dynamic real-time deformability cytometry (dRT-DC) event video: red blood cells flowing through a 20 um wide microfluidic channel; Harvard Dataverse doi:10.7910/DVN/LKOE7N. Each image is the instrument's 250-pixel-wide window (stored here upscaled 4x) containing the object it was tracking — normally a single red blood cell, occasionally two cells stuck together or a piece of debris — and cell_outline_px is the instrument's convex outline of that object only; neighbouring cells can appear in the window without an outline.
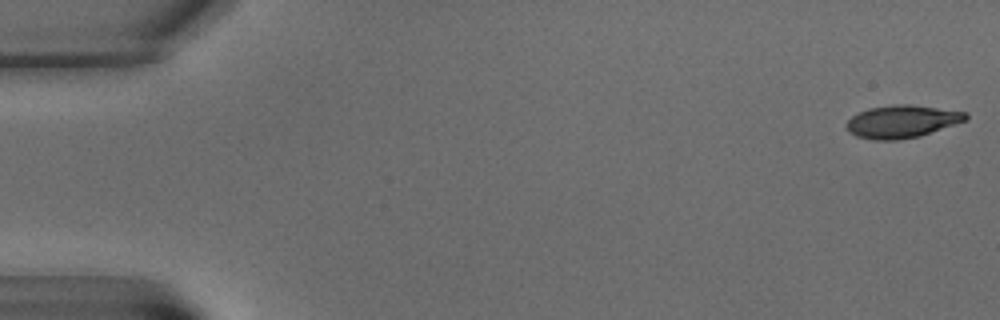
{"species": "common noctule bat (a hibernating species)", "species_latin": "Nyctalus noctula", "temperature_condition": "warm", "stored_images_in_passage": 4, "camera_frame_rate_fps": 3000, "um_per_image_px": 0.085, "animal": {"sex": "male", "body_mass_g": 15.6}, "frame": {"image": 1, "passage_image": 1, "time_ms": 0.0, "image_size_px": [1000, 320], "cell_outline_px": [[968, 120], [920, 136], [896, 140], [872, 140], [856, 136], [848, 132], [844, 124], [852, 116], [868, 108], [892, 104], [908, 104], [968, 112]], "centroid_in_image_um": [76.65, 10.33], "position_along_channel_um": 8.4, "area_um2": 22.89}}